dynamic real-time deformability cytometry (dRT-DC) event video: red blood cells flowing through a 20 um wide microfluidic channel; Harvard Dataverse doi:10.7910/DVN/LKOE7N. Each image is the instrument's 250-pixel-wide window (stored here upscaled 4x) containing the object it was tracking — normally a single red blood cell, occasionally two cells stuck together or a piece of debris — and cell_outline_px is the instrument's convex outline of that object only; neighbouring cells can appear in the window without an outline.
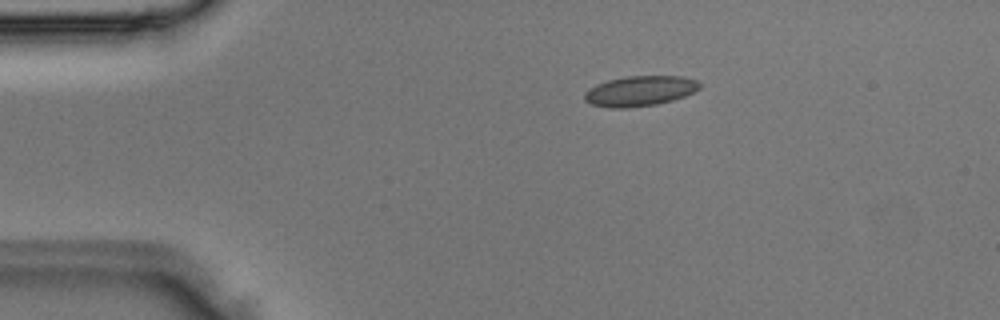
{"species": "Egyptian fruit bat (a non-hibernating species)", "species_latin": "Rousettus aegyptiacus", "temperature_condition": "room temperature", "stored_images_in_passage": 3, "camera_frame_rate_fps": 3000, "um_per_image_px": 0.085, "animal": {"sex": "male"}, "frame": {"image": 1, "passage_image": 3, "time_ms": 0.667, "image_size_px": [1000, 320], "cell_outline_px": [[700, 88], [684, 96], [672, 100], [656, 104], [624, 108], [608, 108], [592, 104], [584, 100], [584, 92], [588, 88], [596, 84], [608, 80], [624, 76], [684, 76], [696, 80], [700, 84]], "centroid_in_image_um": [54.35, 7.72], "position_along_channel_um": 30.6, "area_um2": 20.29}}